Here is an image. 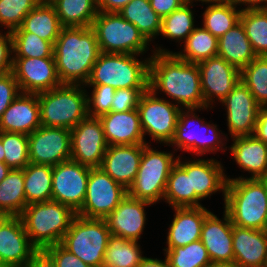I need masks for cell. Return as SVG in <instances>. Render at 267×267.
<instances>
[{
	"label": "cell",
	"instance_id": "obj_43",
	"mask_svg": "<svg viewBox=\"0 0 267 267\" xmlns=\"http://www.w3.org/2000/svg\"><path fill=\"white\" fill-rule=\"evenodd\" d=\"M12 57L45 58L54 57V44L40 38L35 33L11 32Z\"/></svg>",
	"mask_w": 267,
	"mask_h": 267
},
{
	"label": "cell",
	"instance_id": "obj_23",
	"mask_svg": "<svg viewBox=\"0 0 267 267\" xmlns=\"http://www.w3.org/2000/svg\"><path fill=\"white\" fill-rule=\"evenodd\" d=\"M146 145H110L104 154L100 168L128 190L135 180L143 148Z\"/></svg>",
	"mask_w": 267,
	"mask_h": 267
},
{
	"label": "cell",
	"instance_id": "obj_47",
	"mask_svg": "<svg viewBox=\"0 0 267 267\" xmlns=\"http://www.w3.org/2000/svg\"><path fill=\"white\" fill-rule=\"evenodd\" d=\"M148 88H120L116 89L112 104V112H126L136 109L141 96Z\"/></svg>",
	"mask_w": 267,
	"mask_h": 267
},
{
	"label": "cell",
	"instance_id": "obj_35",
	"mask_svg": "<svg viewBox=\"0 0 267 267\" xmlns=\"http://www.w3.org/2000/svg\"><path fill=\"white\" fill-rule=\"evenodd\" d=\"M26 204L45 202L52 196V166L29 163L23 169Z\"/></svg>",
	"mask_w": 267,
	"mask_h": 267
},
{
	"label": "cell",
	"instance_id": "obj_17",
	"mask_svg": "<svg viewBox=\"0 0 267 267\" xmlns=\"http://www.w3.org/2000/svg\"><path fill=\"white\" fill-rule=\"evenodd\" d=\"M219 103L225 107L232 138L253 135L261 107L241 79Z\"/></svg>",
	"mask_w": 267,
	"mask_h": 267
},
{
	"label": "cell",
	"instance_id": "obj_52",
	"mask_svg": "<svg viewBox=\"0 0 267 267\" xmlns=\"http://www.w3.org/2000/svg\"><path fill=\"white\" fill-rule=\"evenodd\" d=\"M253 135L267 144V107L260 108Z\"/></svg>",
	"mask_w": 267,
	"mask_h": 267
},
{
	"label": "cell",
	"instance_id": "obj_4",
	"mask_svg": "<svg viewBox=\"0 0 267 267\" xmlns=\"http://www.w3.org/2000/svg\"><path fill=\"white\" fill-rule=\"evenodd\" d=\"M76 213L49 200L28 204L20 215L30 242L38 249L61 243Z\"/></svg>",
	"mask_w": 267,
	"mask_h": 267
},
{
	"label": "cell",
	"instance_id": "obj_25",
	"mask_svg": "<svg viewBox=\"0 0 267 267\" xmlns=\"http://www.w3.org/2000/svg\"><path fill=\"white\" fill-rule=\"evenodd\" d=\"M98 118L108 146L150 144L143 136L137 108L126 112L111 111Z\"/></svg>",
	"mask_w": 267,
	"mask_h": 267
},
{
	"label": "cell",
	"instance_id": "obj_62",
	"mask_svg": "<svg viewBox=\"0 0 267 267\" xmlns=\"http://www.w3.org/2000/svg\"><path fill=\"white\" fill-rule=\"evenodd\" d=\"M7 217H8L7 214H4V213L0 212V225Z\"/></svg>",
	"mask_w": 267,
	"mask_h": 267
},
{
	"label": "cell",
	"instance_id": "obj_42",
	"mask_svg": "<svg viewBox=\"0 0 267 267\" xmlns=\"http://www.w3.org/2000/svg\"><path fill=\"white\" fill-rule=\"evenodd\" d=\"M163 250L171 267H211L212 265L207 249L201 240Z\"/></svg>",
	"mask_w": 267,
	"mask_h": 267
},
{
	"label": "cell",
	"instance_id": "obj_1",
	"mask_svg": "<svg viewBox=\"0 0 267 267\" xmlns=\"http://www.w3.org/2000/svg\"><path fill=\"white\" fill-rule=\"evenodd\" d=\"M149 61V89L163 92L181 109L204 107L197 63L180 59L174 52L155 47ZM159 91V92H158ZM184 106V107H183Z\"/></svg>",
	"mask_w": 267,
	"mask_h": 267
},
{
	"label": "cell",
	"instance_id": "obj_57",
	"mask_svg": "<svg viewBox=\"0 0 267 267\" xmlns=\"http://www.w3.org/2000/svg\"><path fill=\"white\" fill-rule=\"evenodd\" d=\"M11 169L4 163L0 162V182L8 175Z\"/></svg>",
	"mask_w": 267,
	"mask_h": 267
},
{
	"label": "cell",
	"instance_id": "obj_7",
	"mask_svg": "<svg viewBox=\"0 0 267 267\" xmlns=\"http://www.w3.org/2000/svg\"><path fill=\"white\" fill-rule=\"evenodd\" d=\"M204 109L207 110L208 106L200 109L183 108L180 111L174 137L168 146H175L174 151L181 149L183 152H193L197 156L227 150L226 142H223L228 139L227 134L219 131L218 125L205 122L195 113ZM224 135L225 137H222Z\"/></svg>",
	"mask_w": 267,
	"mask_h": 267
},
{
	"label": "cell",
	"instance_id": "obj_54",
	"mask_svg": "<svg viewBox=\"0 0 267 267\" xmlns=\"http://www.w3.org/2000/svg\"><path fill=\"white\" fill-rule=\"evenodd\" d=\"M131 0H96L98 12H118Z\"/></svg>",
	"mask_w": 267,
	"mask_h": 267
},
{
	"label": "cell",
	"instance_id": "obj_3",
	"mask_svg": "<svg viewBox=\"0 0 267 267\" xmlns=\"http://www.w3.org/2000/svg\"><path fill=\"white\" fill-rule=\"evenodd\" d=\"M224 210L233 225L267 230V192L259 178H227Z\"/></svg>",
	"mask_w": 267,
	"mask_h": 267
},
{
	"label": "cell",
	"instance_id": "obj_32",
	"mask_svg": "<svg viewBox=\"0 0 267 267\" xmlns=\"http://www.w3.org/2000/svg\"><path fill=\"white\" fill-rule=\"evenodd\" d=\"M163 200L171 208L202 207L201 200L191 191L190 175L178 163L169 174Z\"/></svg>",
	"mask_w": 267,
	"mask_h": 267
},
{
	"label": "cell",
	"instance_id": "obj_9",
	"mask_svg": "<svg viewBox=\"0 0 267 267\" xmlns=\"http://www.w3.org/2000/svg\"><path fill=\"white\" fill-rule=\"evenodd\" d=\"M91 28L102 53L144 55L149 49L150 42L118 12H98Z\"/></svg>",
	"mask_w": 267,
	"mask_h": 267
},
{
	"label": "cell",
	"instance_id": "obj_20",
	"mask_svg": "<svg viewBox=\"0 0 267 267\" xmlns=\"http://www.w3.org/2000/svg\"><path fill=\"white\" fill-rule=\"evenodd\" d=\"M38 249L30 242L20 216H8L0 225V262L25 267Z\"/></svg>",
	"mask_w": 267,
	"mask_h": 267
},
{
	"label": "cell",
	"instance_id": "obj_12",
	"mask_svg": "<svg viewBox=\"0 0 267 267\" xmlns=\"http://www.w3.org/2000/svg\"><path fill=\"white\" fill-rule=\"evenodd\" d=\"M126 195L127 189L100 167L90 168L84 203L76 215L105 219Z\"/></svg>",
	"mask_w": 267,
	"mask_h": 267
},
{
	"label": "cell",
	"instance_id": "obj_2",
	"mask_svg": "<svg viewBox=\"0 0 267 267\" xmlns=\"http://www.w3.org/2000/svg\"><path fill=\"white\" fill-rule=\"evenodd\" d=\"M100 53L91 27H62L53 51L60 82L85 85Z\"/></svg>",
	"mask_w": 267,
	"mask_h": 267
},
{
	"label": "cell",
	"instance_id": "obj_63",
	"mask_svg": "<svg viewBox=\"0 0 267 267\" xmlns=\"http://www.w3.org/2000/svg\"><path fill=\"white\" fill-rule=\"evenodd\" d=\"M39 3H51L53 0H37Z\"/></svg>",
	"mask_w": 267,
	"mask_h": 267
},
{
	"label": "cell",
	"instance_id": "obj_44",
	"mask_svg": "<svg viewBox=\"0 0 267 267\" xmlns=\"http://www.w3.org/2000/svg\"><path fill=\"white\" fill-rule=\"evenodd\" d=\"M4 163L10 169H24L29 163L28 135L1 131Z\"/></svg>",
	"mask_w": 267,
	"mask_h": 267
},
{
	"label": "cell",
	"instance_id": "obj_21",
	"mask_svg": "<svg viewBox=\"0 0 267 267\" xmlns=\"http://www.w3.org/2000/svg\"><path fill=\"white\" fill-rule=\"evenodd\" d=\"M154 205L126 195L118 206L105 218L111 235L138 241L146 224L145 207Z\"/></svg>",
	"mask_w": 267,
	"mask_h": 267
},
{
	"label": "cell",
	"instance_id": "obj_26",
	"mask_svg": "<svg viewBox=\"0 0 267 267\" xmlns=\"http://www.w3.org/2000/svg\"><path fill=\"white\" fill-rule=\"evenodd\" d=\"M234 263L241 267H267V230L233 225Z\"/></svg>",
	"mask_w": 267,
	"mask_h": 267
},
{
	"label": "cell",
	"instance_id": "obj_61",
	"mask_svg": "<svg viewBox=\"0 0 267 267\" xmlns=\"http://www.w3.org/2000/svg\"><path fill=\"white\" fill-rule=\"evenodd\" d=\"M259 179L263 182L266 192H267V174Z\"/></svg>",
	"mask_w": 267,
	"mask_h": 267
},
{
	"label": "cell",
	"instance_id": "obj_51",
	"mask_svg": "<svg viewBox=\"0 0 267 267\" xmlns=\"http://www.w3.org/2000/svg\"><path fill=\"white\" fill-rule=\"evenodd\" d=\"M185 3V0H150L151 7L161 18L171 14Z\"/></svg>",
	"mask_w": 267,
	"mask_h": 267
},
{
	"label": "cell",
	"instance_id": "obj_31",
	"mask_svg": "<svg viewBox=\"0 0 267 267\" xmlns=\"http://www.w3.org/2000/svg\"><path fill=\"white\" fill-rule=\"evenodd\" d=\"M118 13L135 25L149 42L160 35L162 18L151 7L150 0H131Z\"/></svg>",
	"mask_w": 267,
	"mask_h": 267
},
{
	"label": "cell",
	"instance_id": "obj_29",
	"mask_svg": "<svg viewBox=\"0 0 267 267\" xmlns=\"http://www.w3.org/2000/svg\"><path fill=\"white\" fill-rule=\"evenodd\" d=\"M217 55L240 71L257 57L241 21L218 39Z\"/></svg>",
	"mask_w": 267,
	"mask_h": 267
},
{
	"label": "cell",
	"instance_id": "obj_8",
	"mask_svg": "<svg viewBox=\"0 0 267 267\" xmlns=\"http://www.w3.org/2000/svg\"><path fill=\"white\" fill-rule=\"evenodd\" d=\"M110 236L105 219L76 215L60 244L91 267H102Z\"/></svg>",
	"mask_w": 267,
	"mask_h": 267
},
{
	"label": "cell",
	"instance_id": "obj_33",
	"mask_svg": "<svg viewBox=\"0 0 267 267\" xmlns=\"http://www.w3.org/2000/svg\"><path fill=\"white\" fill-rule=\"evenodd\" d=\"M63 27H91L98 14L96 0H53Z\"/></svg>",
	"mask_w": 267,
	"mask_h": 267
},
{
	"label": "cell",
	"instance_id": "obj_36",
	"mask_svg": "<svg viewBox=\"0 0 267 267\" xmlns=\"http://www.w3.org/2000/svg\"><path fill=\"white\" fill-rule=\"evenodd\" d=\"M241 9L229 1L208 3L203 16V27L219 39L240 21Z\"/></svg>",
	"mask_w": 267,
	"mask_h": 267
},
{
	"label": "cell",
	"instance_id": "obj_14",
	"mask_svg": "<svg viewBox=\"0 0 267 267\" xmlns=\"http://www.w3.org/2000/svg\"><path fill=\"white\" fill-rule=\"evenodd\" d=\"M29 161L54 166L71 158V130L40 126L28 135Z\"/></svg>",
	"mask_w": 267,
	"mask_h": 267
},
{
	"label": "cell",
	"instance_id": "obj_41",
	"mask_svg": "<svg viewBox=\"0 0 267 267\" xmlns=\"http://www.w3.org/2000/svg\"><path fill=\"white\" fill-rule=\"evenodd\" d=\"M240 79L260 107H267V56H257L240 71Z\"/></svg>",
	"mask_w": 267,
	"mask_h": 267
},
{
	"label": "cell",
	"instance_id": "obj_16",
	"mask_svg": "<svg viewBox=\"0 0 267 267\" xmlns=\"http://www.w3.org/2000/svg\"><path fill=\"white\" fill-rule=\"evenodd\" d=\"M108 144L98 117L88 116L71 129V158L91 168L100 167Z\"/></svg>",
	"mask_w": 267,
	"mask_h": 267
},
{
	"label": "cell",
	"instance_id": "obj_45",
	"mask_svg": "<svg viewBox=\"0 0 267 267\" xmlns=\"http://www.w3.org/2000/svg\"><path fill=\"white\" fill-rule=\"evenodd\" d=\"M38 4L37 0H0V26L10 32L19 28L24 17Z\"/></svg>",
	"mask_w": 267,
	"mask_h": 267
},
{
	"label": "cell",
	"instance_id": "obj_48",
	"mask_svg": "<svg viewBox=\"0 0 267 267\" xmlns=\"http://www.w3.org/2000/svg\"><path fill=\"white\" fill-rule=\"evenodd\" d=\"M43 250L53 259L56 267H91L65 249L60 243L50 245Z\"/></svg>",
	"mask_w": 267,
	"mask_h": 267
},
{
	"label": "cell",
	"instance_id": "obj_10",
	"mask_svg": "<svg viewBox=\"0 0 267 267\" xmlns=\"http://www.w3.org/2000/svg\"><path fill=\"white\" fill-rule=\"evenodd\" d=\"M174 154V151L168 153L154 150L147 144L143 148L135 180L127 190V194L153 204L163 200L169 174L178 160V156L173 157Z\"/></svg>",
	"mask_w": 267,
	"mask_h": 267
},
{
	"label": "cell",
	"instance_id": "obj_22",
	"mask_svg": "<svg viewBox=\"0 0 267 267\" xmlns=\"http://www.w3.org/2000/svg\"><path fill=\"white\" fill-rule=\"evenodd\" d=\"M232 233L233 223L225 210L222 220L212 212L205 217L200 240L212 264L234 262Z\"/></svg>",
	"mask_w": 267,
	"mask_h": 267
},
{
	"label": "cell",
	"instance_id": "obj_40",
	"mask_svg": "<svg viewBox=\"0 0 267 267\" xmlns=\"http://www.w3.org/2000/svg\"><path fill=\"white\" fill-rule=\"evenodd\" d=\"M240 21L257 56H267V9L242 10Z\"/></svg>",
	"mask_w": 267,
	"mask_h": 267
},
{
	"label": "cell",
	"instance_id": "obj_34",
	"mask_svg": "<svg viewBox=\"0 0 267 267\" xmlns=\"http://www.w3.org/2000/svg\"><path fill=\"white\" fill-rule=\"evenodd\" d=\"M26 206L23 169H11L0 182V212L20 216Z\"/></svg>",
	"mask_w": 267,
	"mask_h": 267
},
{
	"label": "cell",
	"instance_id": "obj_38",
	"mask_svg": "<svg viewBox=\"0 0 267 267\" xmlns=\"http://www.w3.org/2000/svg\"><path fill=\"white\" fill-rule=\"evenodd\" d=\"M138 241L111 235L102 267H138L144 256Z\"/></svg>",
	"mask_w": 267,
	"mask_h": 267
},
{
	"label": "cell",
	"instance_id": "obj_19",
	"mask_svg": "<svg viewBox=\"0 0 267 267\" xmlns=\"http://www.w3.org/2000/svg\"><path fill=\"white\" fill-rule=\"evenodd\" d=\"M180 158L178 156L177 163L190 175L191 191H194L200 200L210 198L217 191H222L225 200L228 177L221 161L214 158L182 161Z\"/></svg>",
	"mask_w": 267,
	"mask_h": 267
},
{
	"label": "cell",
	"instance_id": "obj_50",
	"mask_svg": "<svg viewBox=\"0 0 267 267\" xmlns=\"http://www.w3.org/2000/svg\"><path fill=\"white\" fill-rule=\"evenodd\" d=\"M12 35L7 30L4 34L0 31V75L12 71L13 61Z\"/></svg>",
	"mask_w": 267,
	"mask_h": 267
},
{
	"label": "cell",
	"instance_id": "obj_59",
	"mask_svg": "<svg viewBox=\"0 0 267 267\" xmlns=\"http://www.w3.org/2000/svg\"><path fill=\"white\" fill-rule=\"evenodd\" d=\"M186 2L188 3H194V2H201V3H205V4H208V3H217V2H223V1H226V0H185Z\"/></svg>",
	"mask_w": 267,
	"mask_h": 267
},
{
	"label": "cell",
	"instance_id": "obj_46",
	"mask_svg": "<svg viewBox=\"0 0 267 267\" xmlns=\"http://www.w3.org/2000/svg\"><path fill=\"white\" fill-rule=\"evenodd\" d=\"M92 87V93L87 94L88 115L90 117H100L111 112V104L116 89L109 85H84Z\"/></svg>",
	"mask_w": 267,
	"mask_h": 267
},
{
	"label": "cell",
	"instance_id": "obj_64",
	"mask_svg": "<svg viewBox=\"0 0 267 267\" xmlns=\"http://www.w3.org/2000/svg\"><path fill=\"white\" fill-rule=\"evenodd\" d=\"M0 267H12V266H10V265H8V264L1 263V262H0Z\"/></svg>",
	"mask_w": 267,
	"mask_h": 267
},
{
	"label": "cell",
	"instance_id": "obj_24",
	"mask_svg": "<svg viewBox=\"0 0 267 267\" xmlns=\"http://www.w3.org/2000/svg\"><path fill=\"white\" fill-rule=\"evenodd\" d=\"M41 126L38 94L20 92L0 118V131L29 135Z\"/></svg>",
	"mask_w": 267,
	"mask_h": 267
},
{
	"label": "cell",
	"instance_id": "obj_13",
	"mask_svg": "<svg viewBox=\"0 0 267 267\" xmlns=\"http://www.w3.org/2000/svg\"><path fill=\"white\" fill-rule=\"evenodd\" d=\"M90 168L72 159L54 165L51 200L66 205L77 213L84 203Z\"/></svg>",
	"mask_w": 267,
	"mask_h": 267
},
{
	"label": "cell",
	"instance_id": "obj_37",
	"mask_svg": "<svg viewBox=\"0 0 267 267\" xmlns=\"http://www.w3.org/2000/svg\"><path fill=\"white\" fill-rule=\"evenodd\" d=\"M184 49L174 52L180 59L189 63H199L205 59L217 56L218 39L208 30L195 27L184 42Z\"/></svg>",
	"mask_w": 267,
	"mask_h": 267
},
{
	"label": "cell",
	"instance_id": "obj_49",
	"mask_svg": "<svg viewBox=\"0 0 267 267\" xmlns=\"http://www.w3.org/2000/svg\"><path fill=\"white\" fill-rule=\"evenodd\" d=\"M19 93L18 83L12 72L0 75V118Z\"/></svg>",
	"mask_w": 267,
	"mask_h": 267
},
{
	"label": "cell",
	"instance_id": "obj_53",
	"mask_svg": "<svg viewBox=\"0 0 267 267\" xmlns=\"http://www.w3.org/2000/svg\"><path fill=\"white\" fill-rule=\"evenodd\" d=\"M25 267H56V264L44 250H37Z\"/></svg>",
	"mask_w": 267,
	"mask_h": 267
},
{
	"label": "cell",
	"instance_id": "obj_6",
	"mask_svg": "<svg viewBox=\"0 0 267 267\" xmlns=\"http://www.w3.org/2000/svg\"><path fill=\"white\" fill-rule=\"evenodd\" d=\"M134 54L100 53L85 85L149 88L150 57L141 61Z\"/></svg>",
	"mask_w": 267,
	"mask_h": 267
},
{
	"label": "cell",
	"instance_id": "obj_56",
	"mask_svg": "<svg viewBox=\"0 0 267 267\" xmlns=\"http://www.w3.org/2000/svg\"><path fill=\"white\" fill-rule=\"evenodd\" d=\"M138 267H171L167 257L164 260L157 258L143 257Z\"/></svg>",
	"mask_w": 267,
	"mask_h": 267
},
{
	"label": "cell",
	"instance_id": "obj_55",
	"mask_svg": "<svg viewBox=\"0 0 267 267\" xmlns=\"http://www.w3.org/2000/svg\"><path fill=\"white\" fill-rule=\"evenodd\" d=\"M233 3L236 7L240 6L241 10H259L267 9V0H227ZM244 5L243 8L241 5ZM242 7V8H241Z\"/></svg>",
	"mask_w": 267,
	"mask_h": 267
},
{
	"label": "cell",
	"instance_id": "obj_18",
	"mask_svg": "<svg viewBox=\"0 0 267 267\" xmlns=\"http://www.w3.org/2000/svg\"><path fill=\"white\" fill-rule=\"evenodd\" d=\"M197 65L200 70L204 107L212 109L215 100L221 102L240 81V70L218 55Z\"/></svg>",
	"mask_w": 267,
	"mask_h": 267
},
{
	"label": "cell",
	"instance_id": "obj_15",
	"mask_svg": "<svg viewBox=\"0 0 267 267\" xmlns=\"http://www.w3.org/2000/svg\"><path fill=\"white\" fill-rule=\"evenodd\" d=\"M11 72L22 93L39 94L62 84L54 57H13Z\"/></svg>",
	"mask_w": 267,
	"mask_h": 267
},
{
	"label": "cell",
	"instance_id": "obj_30",
	"mask_svg": "<svg viewBox=\"0 0 267 267\" xmlns=\"http://www.w3.org/2000/svg\"><path fill=\"white\" fill-rule=\"evenodd\" d=\"M62 27L54 6L51 3H39L24 17L21 26L12 32L35 33L54 44Z\"/></svg>",
	"mask_w": 267,
	"mask_h": 267
},
{
	"label": "cell",
	"instance_id": "obj_11",
	"mask_svg": "<svg viewBox=\"0 0 267 267\" xmlns=\"http://www.w3.org/2000/svg\"><path fill=\"white\" fill-rule=\"evenodd\" d=\"M137 110L143 136L147 134L154 142L169 145L182 109L168 99L158 97L148 88L141 96Z\"/></svg>",
	"mask_w": 267,
	"mask_h": 267
},
{
	"label": "cell",
	"instance_id": "obj_60",
	"mask_svg": "<svg viewBox=\"0 0 267 267\" xmlns=\"http://www.w3.org/2000/svg\"><path fill=\"white\" fill-rule=\"evenodd\" d=\"M4 147L2 145V141H1V131H0V162H4Z\"/></svg>",
	"mask_w": 267,
	"mask_h": 267
},
{
	"label": "cell",
	"instance_id": "obj_5",
	"mask_svg": "<svg viewBox=\"0 0 267 267\" xmlns=\"http://www.w3.org/2000/svg\"><path fill=\"white\" fill-rule=\"evenodd\" d=\"M84 85L61 84L38 94L41 126L71 130L87 118V94Z\"/></svg>",
	"mask_w": 267,
	"mask_h": 267
},
{
	"label": "cell",
	"instance_id": "obj_27",
	"mask_svg": "<svg viewBox=\"0 0 267 267\" xmlns=\"http://www.w3.org/2000/svg\"><path fill=\"white\" fill-rule=\"evenodd\" d=\"M175 211L167 235V248L173 249L200 240L205 217L211 212L206 207L172 208Z\"/></svg>",
	"mask_w": 267,
	"mask_h": 267
},
{
	"label": "cell",
	"instance_id": "obj_28",
	"mask_svg": "<svg viewBox=\"0 0 267 267\" xmlns=\"http://www.w3.org/2000/svg\"><path fill=\"white\" fill-rule=\"evenodd\" d=\"M229 146L230 154L236 164L250 174L251 179L267 174V144L254 135L234 137Z\"/></svg>",
	"mask_w": 267,
	"mask_h": 267
},
{
	"label": "cell",
	"instance_id": "obj_58",
	"mask_svg": "<svg viewBox=\"0 0 267 267\" xmlns=\"http://www.w3.org/2000/svg\"><path fill=\"white\" fill-rule=\"evenodd\" d=\"M211 267H241V266L234 262H231V263L212 264Z\"/></svg>",
	"mask_w": 267,
	"mask_h": 267
},
{
	"label": "cell",
	"instance_id": "obj_39",
	"mask_svg": "<svg viewBox=\"0 0 267 267\" xmlns=\"http://www.w3.org/2000/svg\"><path fill=\"white\" fill-rule=\"evenodd\" d=\"M192 3L186 2L179 9L162 18L160 35L184 43L195 29ZM184 40V41H183Z\"/></svg>",
	"mask_w": 267,
	"mask_h": 267
}]
</instances>
